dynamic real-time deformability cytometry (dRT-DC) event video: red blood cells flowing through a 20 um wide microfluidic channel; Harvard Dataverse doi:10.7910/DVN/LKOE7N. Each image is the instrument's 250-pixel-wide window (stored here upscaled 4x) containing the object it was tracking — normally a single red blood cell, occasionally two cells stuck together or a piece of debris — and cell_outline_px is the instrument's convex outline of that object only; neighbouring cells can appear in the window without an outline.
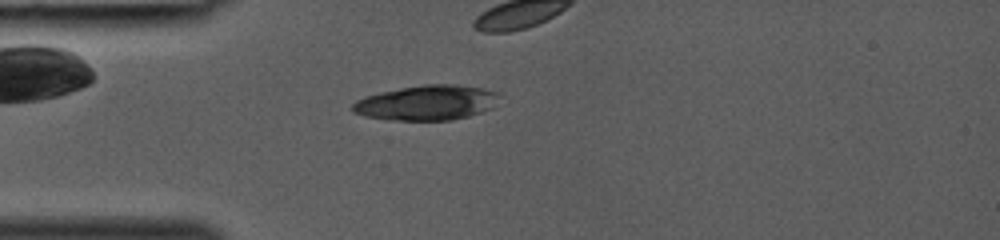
{"species": "common noctule bat (a hibernating species)", "species_latin": "Nyctalus noctula", "temperature_condition": "room temperature", "stored_images_in_passage": 24, "camera_frame_rate_fps": 3000, "um_per_image_px": 0.085, "animal": {"sex": "female", "body_mass_g": 19.0, "forearm_length_mm": 53.3}, "frame": {"image": 1, "passage_image": 8, "time_ms": 2.333, "image_size_px": [1000, 240], "cell_outline_px": [[500, 96], [492, 108], [468, 116], [452, 120], [392, 120], [364, 116], [352, 112], [352, 104], [356, 100], [364, 96], [380, 92], [400, 88], [424, 84], [452, 84], [480, 88], [496, 92]], "centroid_in_image_um": [36.23, 8.73], "position_along_channel_um": 48.8, "area_um2": 29.82}}